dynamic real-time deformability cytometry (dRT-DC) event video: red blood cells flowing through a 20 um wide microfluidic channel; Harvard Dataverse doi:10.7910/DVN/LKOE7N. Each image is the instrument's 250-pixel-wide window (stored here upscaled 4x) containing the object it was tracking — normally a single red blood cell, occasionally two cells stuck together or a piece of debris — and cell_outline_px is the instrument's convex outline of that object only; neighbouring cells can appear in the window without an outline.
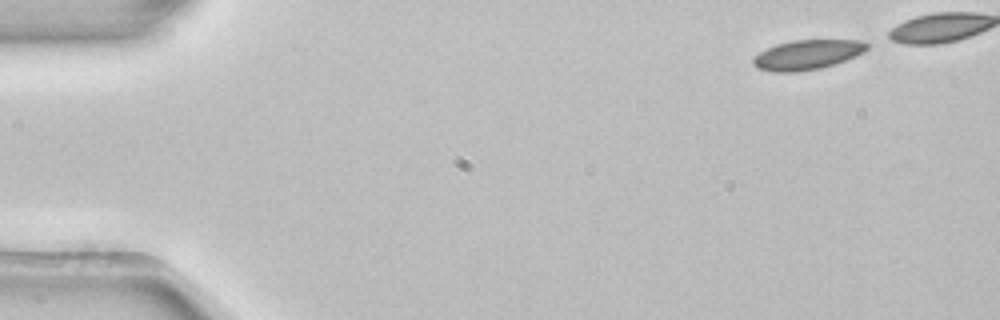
{"species": "common noctule bat (a hibernating species)", "species_latin": "Nyctalus noctula", "temperature_condition": "room temperature", "stored_images_in_passage": 5, "camera_frame_rate_fps": 3000, "um_per_image_px": 0.085, "animal": {"sex": "female", "body_mass_g": 22.7, "forearm_length_mm": 54.2}, "frame": {"image": 1, "passage_image": 1, "time_ms": 0.0, "image_size_px": [1000, 320], "cell_outline_px": [[868, 48], [864, 52], [844, 60], [820, 68], [796, 72], [776, 72], [756, 68], [752, 64], [752, 60], [760, 52], [776, 44], [792, 40], [860, 40], [868, 44]], "centroid_in_image_um": [68.59, 4.65], "position_along_channel_um": 16.4, "area_um2": 19.48}}